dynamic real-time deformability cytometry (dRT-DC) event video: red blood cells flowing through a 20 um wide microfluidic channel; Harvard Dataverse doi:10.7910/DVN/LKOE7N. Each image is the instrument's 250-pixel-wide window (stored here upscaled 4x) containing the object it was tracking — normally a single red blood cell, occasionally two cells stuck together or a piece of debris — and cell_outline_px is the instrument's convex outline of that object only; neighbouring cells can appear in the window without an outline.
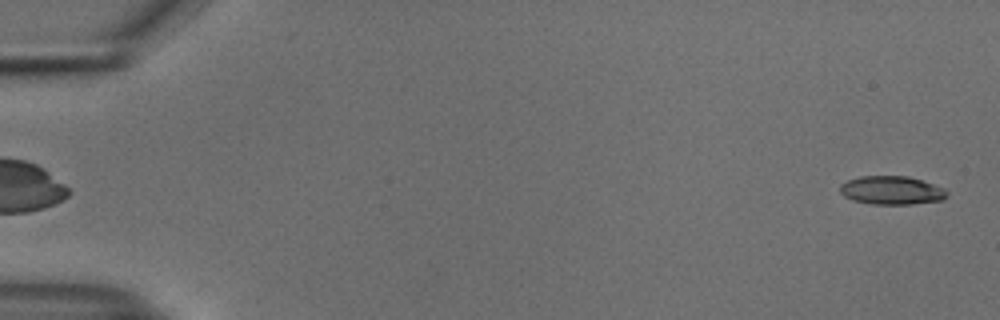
{"species": "common noctule bat (a hibernating species)", "species_latin": "Nyctalus noctula", "temperature_condition": "cold", "stored_images_in_passage": 53, "camera_frame_rate_fps": 3000, "um_per_image_px": 0.085, "animal": {"sex": "male", "body_mass_g": 18.8}, "frame": {"image": 1, "passage_image": 1, "time_ms": 0.0, "image_size_px": [1000, 320], "cell_outline_px": [[948, 196], [944, 200], [912, 204], [872, 204], [852, 200], [844, 196], [840, 192], [840, 184], [848, 180], [860, 176], [908, 176], [944, 188], [948, 192]], "centroid_in_image_um": [75.79, 16.18], "position_along_channel_um": 9.2, "area_um2": 17.8}}
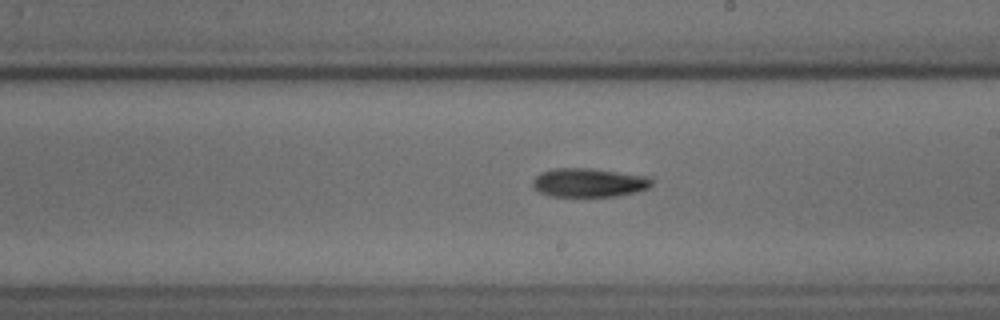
{"frame": {"image": 2, "passage_image": 31, "time_ms": 10.0, "image_size_px": [1000, 320], "cell_outline_px": [[652, 184], [648, 188], [636, 192], [616, 196], [552, 196], [540, 192], [532, 184], [532, 180], [540, 172], [552, 168], [588, 168], [648, 176], [652, 180]], "centroid_in_image_um": [50.05, 15.51], "position_along_channel_um": 239.0, "area_um2": 19.88}}
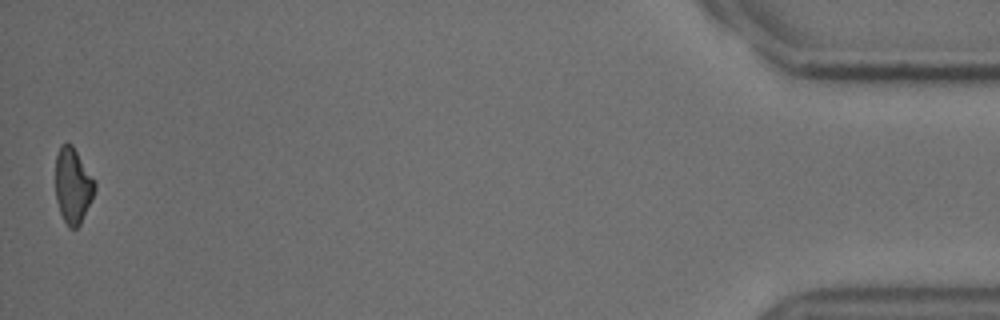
{"frame": {"image": 3, "passage_image": 53, "time_ms": 17.333, "image_size_px": [1000, 320], "cell_outline_px": [[96, 188], [92, 200], [80, 224], [76, 228], [68, 228], [60, 212], [56, 200], [56, 156], [60, 144], [72, 144], [96, 180]], "centroid_in_image_um": [6.21, 15.77], "position_along_channel_um": 429.0, "area_um2": 17.46}, "authors_computed_cell_mechanics": {"area_um2": 18.9584, "velocity_mm_per_s": 3.7604, "shape_relaxation_time_tau1_ms": 4.7962, "shape_relaxation_time_tau2_ms": null, "deformation_change_tau1": 0.135, "deformation_change_tau2": null}}